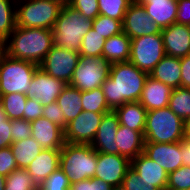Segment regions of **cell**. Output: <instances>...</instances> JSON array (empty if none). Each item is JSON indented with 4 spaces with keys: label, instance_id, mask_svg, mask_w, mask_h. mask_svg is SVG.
Here are the masks:
<instances>
[{
    "label": "cell",
    "instance_id": "cell-1",
    "mask_svg": "<svg viewBox=\"0 0 190 190\" xmlns=\"http://www.w3.org/2000/svg\"><path fill=\"white\" fill-rule=\"evenodd\" d=\"M148 76L130 61L112 63L101 86L108 107L114 111L127 102L139 101Z\"/></svg>",
    "mask_w": 190,
    "mask_h": 190
},
{
    "label": "cell",
    "instance_id": "cell-2",
    "mask_svg": "<svg viewBox=\"0 0 190 190\" xmlns=\"http://www.w3.org/2000/svg\"><path fill=\"white\" fill-rule=\"evenodd\" d=\"M53 45V30L16 26L6 39V54L39 65Z\"/></svg>",
    "mask_w": 190,
    "mask_h": 190
},
{
    "label": "cell",
    "instance_id": "cell-3",
    "mask_svg": "<svg viewBox=\"0 0 190 190\" xmlns=\"http://www.w3.org/2000/svg\"><path fill=\"white\" fill-rule=\"evenodd\" d=\"M92 25V19L64 5L53 27L54 45L79 52L81 41Z\"/></svg>",
    "mask_w": 190,
    "mask_h": 190
},
{
    "label": "cell",
    "instance_id": "cell-4",
    "mask_svg": "<svg viewBox=\"0 0 190 190\" xmlns=\"http://www.w3.org/2000/svg\"><path fill=\"white\" fill-rule=\"evenodd\" d=\"M97 167V152L90 144L65 142L60 152V168L70 184L91 179Z\"/></svg>",
    "mask_w": 190,
    "mask_h": 190
},
{
    "label": "cell",
    "instance_id": "cell-5",
    "mask_svg": "<svg viewBox=\"0 0 190 190\" xmlns=\"http://www.w3.org/2000/svg\"><path fill=\"white\" fill-rule=\"evenodd\" d=\"M185 124L186 122L175 115L168 106L147 111L145 142L163 144L181 142L185 133Z\"/></svg>",
    "mask_w": 190,
    "mask_h": 190
},
{
    "label": "cell",
    "instance_id": "cell-6",
    "mask_svg": "<svg viewBox=\"0 0 190 190\" xmlns=\"http://www.w3.org/2000/svg\"><path fill=\"white\" fill-rule=\"evenodd\" d=\"M63 6L57 0H16L17 26L53 30Z\"/></svg>",
    "mask_w": 190,
    "mask_h": 190
},
{
    "label": "cell",
    "instance_id": "cell-7",
    "mask_svg": "<svg viewBox=\"0 0 190 190\" xmlns=\"http://www.w3.org/2000/svg\"><path fill=\"white\" fill-rule=\"evenodd\" d=\"M39 65L9 57L0 60V96L9 93L27 94L32 77Z\"/></svg>",
    "mask_w": 190,
    "mask_h": 190
},
{
    "label": "cell",
    "instance_id": "cell-8",
    "mask_svg": "<svg viewBox=\"0 0 190 190\" xmlns=\"http://www.w3.org/2000/svg\"><path fill=\"white\" fill-rule=\"evenodd\" d=\"M111 63L104 57L80 55L69 85L82 91L101 87L110 73Z\"/></svg>",
    "mask_w": 190,
    "mask_h": 190
},
{
    "label": "cell",
    "instance_id": "cell-9",
    "mask_svg": "<svg viewBox=\"0 0 190 190\" xmlns=\"http://www.w3.org/2000/svg\"><path fill=\"white\" fill-rule=\"evenodd\" d=\"M161 34L144 35L131 39L129 61L148 74L165 56Z\"/></svg>",
    "mask_w": 190,
    "mask_h": 190
},
{
    "label": "cell",
    "instance_id": "cell-10",
    "mask_svg": "<svg viewBox=\"0 0 190 190\" xmlns=\"http://www.w3.org/2000/svg\"><path fill=\"white\" fill-rule=\"evenodd\" d=\"M79 58V52L53 45L39 67L51 77L69 84Z\"/></svg>",
    "mask_w": 190,
    "mask_h": 190
},
{
    "label": "cell",
    "instance_id": "cell-11",
    "mask_svg": "<svg viewBox=\"0 0 190 190\" xmlns=\"http://www.w3.org/2000/svg\"><path fill=\"white\" fill-rule=\"evenodd\" d=\"M104 114L106 113L82 111L64 129L65 142L91 145Z\"/></svg>",
    "mask_w": 190,
    "mask_h": 190
},
{
    "label": "cell",
    "instance_id": "cell-12",
    "mask_svg": "<svg viewBox=\"0 0 190 190\" xmlns=\"http://www.w3.org/2000/svg\"><path fill=\"white\" fill-rule=\"evenodd\" d=\"M131 161L120 154L97 152V167L94 178H99L112 187L121 186Z\"/></svg>",
    "mask_w": 190,
    "mask_h": 190
},
{
    "label": "cell",
    "instance_id": "cell-13",
    "mask_svg": "<svg viewBox=\"0 0 190 190\" xmlns=\"http://www.w3.org/2000/svg\"><path fill=\"white\" fill-rule=\"evenodd\" d=\"M123 32L131 39L144 35L161 34V29L155 24L136 0L128 7L123 20Z\"/></svg>",
    "mask_w": 190,
    "mask_h": 190
},
{
    "label": "cell",
    "instance_id": "cell-14",
    "mask_svg": "<svg viewBox=\"0 0 190 190\" xmlns=\"http://www.w3.org/2000/svg\"><path fill=\"white\" fill-rule=\"evenodd\" d=\"M65 86L63 81L51 77L38 67L26 96L38 100L44 107L55 102Z\"/></svg>",
    "mask_w": 190,
    "mask_h": 190
},
{
    "label": "cell",
    "instance_id": "cell-15",
    "mask_svg": "<svg viewBox=\"0 0 190 190\" xmlns=\"http://www.w3.org/2000/svg\"><path fill=\"white\" fill-rule=\"evenodd\" d=\"M143 153L162 166L168 174L182 166L181 142H145Z\"/></svg>",
    "mask_w": 190,
    "mask_h": 190
},
{
    "label": "cell",
    "instance_id": "cell-16",
    "mask_svg": "<svg viewBox=\"0 0 190 190\" xmlns=\"http://www.w3.org/2000/svg\"><path fill=\"white\" fill-rule=\"evenodd\" d=\"M165 54L172 57L190 55V29L187 25L174 23L161 29Z\"/></svg>",
    "mask_w": 190,
    "mask_h": 190
},
{
    "label": "cell",
    "instance_id": "cell-17",
    "mask_svg": "<svg viewBox=\"0 0 190 190\" xmlns=\"http://www.w3.org/2000/svg\"><path fill=\"white\" fill-rule=\"evenodd\" d=\"M119 118L114 111L104 114L91 146L96 152L119 154L116 144V134Z\"/></svg>",
    "mask_w": 190,
    "mask_h": 190
},
{
    "label": "cell",
    "instance_id": "cell-18",
    "mask_svg": "<svg viewBox=\"0 0 190 190\" xmlns=\"http://www.w3.org/2000/svg\"><path fill=\"white\" fill-rule=\"evenodd\" d=\"M33 137L43 149H62L65 144L64 129L45 117L31 121Z\"/></svg>",
    "mask_w": 190,
    "mask_h": 190
},
{
    "label": "cell",
    "instance_id": "cell-19",
    "mask_svg": "<svg viewBox=\"0 0 190 190\" xmlns=\"http://www.w3.org/2000/svg\"><path fill=\"white\" fill-rule=\"evenodd\" d=\"M131 167L146 183L153 184L159 190H167L168 173L156 161L148 158L144 153L131 160Z\"/></svg>",
    "mask_w": 190,
    "mask_h": 190
},
{
    "label": "cell",
    "instance_id": "cell-20",
    "mask_svg": "<svg viewBox=\"0 0 190 190\" xmlns=\"http://www.w3.org/2000/svg\"><path fill=\"white\" fill-rule=\"evenodd\" d=\"M60 152L61 149H42L25 168L38 187L60 167Z\"/></svg>",
    "mask_w": 190,
    "mask_h": 190
},
{
    "label": "cell",
    "instance_id": "cell-21",
    "mask_svg": "<svg viewBox=\"0 0 190 190\" xmlns=\"http://www.w3.org/2000/svg\"><path fill=\"white\" fill-rule=\"evenodd\" d=\"M173 88L148 76L139 102L147 111L167 107Z\"/></svg>",
    "mask_w": 190,
    "mask_h": 190
},
{
    "label": "cell",
    "instance_id": "cell-22",
    "mask_svg": "<svg viewBox=\"0 0 190 190\" xmlns=\"http://www.w3.org/2000/svg\"><path fill=\"white\" fill-rule=\"evenodd\" d=\"M146 11V14L153 19L160 28L169 27L176 23L177 0H136Z\"/></svg>",
    "mask_w": 190,
    "mask_h": 190
},
{
    "label": "cell",
    "instance_id": "cell-23",
    "mask_svg": "<svg viewBox=\"0 0 190 190\" xmlns=\"http://www.w3.org/2000/svg\"><path fill=\"white\" fill-rule=\"evenodd\" d=\"M115 141L119 154L127 157L130 161L143 153L145 139L139 131L119 125Z\"/></svg>",
    "mask_w": 190,
    "mask_h": 190
},
{
    "label": "cell",
    "instance_id": "cell-24",
    "mask_svg": "<svg viewBox=\"0 0 190 190\" xmlns=\"http://www.w3.org/2000/svg\"><path fill=\"white\" fill-rule=\"evenodd\" d=\"M181 72L180 58L165 55L149 76L175 89L181 87Z\"/></svg>",
    "mask_w": 190,
    "mask_h": 190
},
{
    "label": "cell",
    "instance_id": "cell-25",
    "mask_svg": "<svg viewBox=\"0 0 190 190\" xmlns=\"http://www.w3.org/2000/svg\"><path fill=\"white\" fill-rule=\"evenodd\" d=\"M114 112L119 118L120 125L139 131L144 135L147 110L139 101L127 102L117 107Z\"/></svg>",
    "mask_w": 190,
    "mask_h": 190
},
{
    "label": "cell",
    "instance_id": "cell-26",
    "mask_svg": "<svg viewBox=\"0 0 190 190\" xmlns=\"http://www.w3.org/2000/svg\"><path fill=\"white\" fill-rule=\"evenodd\" d=\"M131 50V38L121 32L106 39L102 51L104 57L111 64L129 61Z\"/></svg>",
    "mask_w": 190,
    "mask_h": 190
},
{
    "label": "cell",
    "instance_id": "cell-27",
    "mask_svg": "<svg viewBox=\"0 0 190 190\" xmlns=\"http://www.w3.org/2000/svg\"><path fill=\"white\" fill-rule=\"evenodd\" d=\"M81 96L82 92L79 89L66 84L56 99L57 104L61 107L65 115V128L70 121L75 119L83 111Z\"/></svg>",
    "mask_w": 190,
    "mask_h": 190
},
{
    "label": "cell",
    "instance_id": "cell-28",
    "mask_svg": "<svg viewBox=\"0 0 190 190\" xmlns=\"http://www.w3.org/2000/svg\"><path fill=\"white\" fill-rule=\"evenodd\" d=\"M18 168L25 169L40 154L42 147L33 138L19 140L10 146Z\"/></svg>",
    "mask_w": 190,
    "mask_h": 190
},
{
    "label": "cell",
    "instance_id": "cell-29",
    "mask_svg": "<svg viewBox=\"0 0 190 190\" xmlns=\"http://www.w3.org/2000/svg\"><path fill=\"white\" fill-rule=\"evenodd\" d=\"M168 107L186 122L190 118V88L178 87L173 89Z\"/></svg>",
    "mask_w": 190,
    "mask_h": 190
},
{
    "label": "cell",
    "instance_id": "cell-30",
    "mask_svg": "<svg viewBox=\"0 0 190 190\" xmlns=\"http://www.w3.org/2000/svg\"><path fill=\"white\" fill-rule=\"evenodd\" d=\"M16 26V0H0V36L6 40Z\"/></svg>",
    "mask_w": 190,
    "mask_h": 190
},
{
    "label": "cell",
    "instance_id": "cell-31",
    "mask_svg": "<svg viewBox=\"0 0 190 190\" xmlns=\"http://www.w3.org/2000/svg\"><path fill=\"white\" fill-rule=\"evenodd\" d=\"M81 98L83 111L96 113H108L112 111L106 103L105 95L101 87L82 91Z\"/></svg>",
    "mask_w": 190,
    "mask_h": 190
},
{
    "label": "cell",
    "instance_id": "cell-32",
    "mask_svg": "<svg viewBox=\"0 0 190 190\" xmlns=\"http://www.w3.org/2000/svg\"><path fill=\"white\" fill-rule=\"evenodd\" d=\"M27 98L26 94L21 93H9L0 96V103L10 120L23 119Z\"/></svg>",
    "mask_w": 190,
    "mask_h": 190
},
{
    "label": "cell",
    "instance_id": "cell-33",
    "mask_svg": "<svg viewBox=\"0 0 190 190\" xmlns=\"http://www.w3.org/2000/svg\"><path fill=\"white\" fill-rule=\"evenodd\" d=\"M106 39L91 28L83 37L79 54L91 57H102V51Z\"/></svg>",
    "mask_w": 190,
    "mask_h": 190
},
{
    "label": "cell",
    "instance_id": "cell-34",
    "mask_svg": "<svg viewBox=\"0 0 190 190\" xmlns=\"http://www.w3.org/2000/svg\"><path fill=\"white\" fill-rule=\"evenodd\" d=\"M134 0H98L99 14L123 23L124 15Z\"/></svg>",
    "mask_w": 190,
    "mask_h": 190
},
{
    "label": "cell",
    "instance_id": "cell-35",
    "mask_svg": "<svg viewBox=\"0 0 190 190\" xmlns=\"http://www.w3.org/2000/svg\"><path fill=\"white\" fill-rule=\"evenodd\" d=\"M5 190H38V186L25 169L17 168L6 177Z\"/></svg>",
    "mask_w": 190,
    "mask_h": 190
},
{
    "label": "cell",
    "instance_id": "cell-36",
    "mask_svg": "<svg viewBox=\"0 0 190 190\" xmlns=\"http://www.w3.org/2000/svg\"><path fill=\"white\" fill-rule=\"evenodd\" d=\"M92 28L104 39L123 32L121 21L100 14L93 20Z\"/></svg>",
    "mask_w": 190,
    "mask_h": 190
},
{
    "label": "cell",
    "instance_id": "cell-37",
    "mask_svg": "<svg viewBox=\"0 0 190 190\" xmlns=\"http://www.w3.org/2000/svg\"><path fill=\"white\" fill-rule=\"evenodd\" d=\"M190 189V166L182 165L168 174L167 190Z\"/></svg>",
    "mask_w": 190,
    "mask_h": 190
},
{
    "label": "cell",
    "instance_id": "cell-38",
    "mask_svg": "<svg viewBox=\"0 0 190 190\" xmlns=\"http://www.w3.org/2000/svg\"><path fill=\"white\" fill-rule=\"evenodd\" d=\"M68 177L59 167L39 187L38 190H70Z\"/></svg>",
    "mask_w": 190,
    "mask_h": 190
},
{
    "label": "cell",
    "instance_id": "cell-39",
    "mask_svg": "<svg viewBox=\"0 0 190 190\" xmlns=\"http://www.w3.org/2000/svg\"><path fill=\"white\" fill-rule=\"evenodd\" d=\"M121 186L125 190H159L153 184L143 181L131 166L127 169Z\"/></svg>",
    "mask_w": 190,
    "mask_h": 190
},
{
    "label": "cell",
    "instance_id": "cell-40",
    "mask_svg": "<svg viewBox=\"0 0 190 190\" xmlns=\"http://www.w3.org/2000/svg\"><path fill=\"white\" fill-rule=\"evenodd\" d=\"M68 5L92 20L99 15L98 0H70Z\"/></svg>",
    "mask_w": 190,
    "mask_h": 190
},
{
    "label": "cell",
    "instance_id": "cell-41",
    "mask_svg": "<svg viewBox=\"0 0 190 190\" xmlns=\"http://www.w3.org/2000/svg\"><path fill=\"white\" fill-rule=\"evenodd\" d=\"M31 123L24 119L11 120V138L12 143L31 137Z\"/></svg>",
    "mask_w": 190,
    "mask_h": 190
},
{
    "label": "cell",
    "instance_id": "cell-42",
    "mask_svg": "<svg viewBox=\"0 0 190 190\" xmlns=\"http://www.w3.org/2000/svg\"><path fill=\"white\" fill-rule=\"evenodd\" d=\"M11 120L0 103V149L11 146Z\"/></svg>",
    "mask_w": 190,
    "mask_h": 190
},
{
    "label": "cell",
    "instance_id": "cell-43",
    "mask_svg": "<svg viewBox=\"0 0 190 190\" xmlns=\"http://www.w3.org/2000/svg\"><path fill=\"white\" fill-rule=\"evenodd\" d=\"M17 164L9 147L0 149V174L7 177L15 169H17Z\"/></svg>",
    "mask_w": 190,
    "mask_h": 190
},
{
    "label": "cell",
    "instance_id": "cell-44",
    "mask_svg": "<svg viewBox=\"0 0 190 190\" xmlns=\"http://www.w3.org/2000/svg\"><path fill=\"white\" fill-rule=\"evenodd\" d=\"M112 186L99 178H91L72 183L70 190H112Z\"/></svg>",
    "mask_w": 190,
    "mask_h": 190
},
{
    "label": "cell",
    "instance_id": "cell-45",
    "mask_svg": "<svg viewBox=\"0 0 190 190\" xmlns=\"http://www.w3.org/2000/svg\"><path fill=\"white\" fill-rule=\"evenodd\" d=\"M43 117L65 129V115L56 101L43 107Z\"/></svg>",
    "mask_w": 190,
    "mask_h": 190
},
{
    "label": "cell",
    "instance_id": "cell-46",
    "mask_svg": "<svg viewBox=\"0 0 190 190\" xmlns=\"http://www.w3.org/2000/svg\"><path fill=\"white\" fill-rule=\"evenodd\" d=\"M42 116H43L42 104L38 100L28 97L23 113V119L31 122Z\"/></svg>",
    "mask_w": 190,
    "mask_h": 190
},
{
    "label": "cell",
    "instance_id": "cell-47",
    "mask_svg": "<svg viewBox=\"0 0 190 190\" xmlns=\"http://www.w3.org/2000/svg\"><path fill=\"white\" fill-rule=\"evenodd\" d=\"M176 23L188 25L190 22V0H177Z\"/></svg>",
    "mask_w": 190,
    "mask_h": 190
},
{
    "label": "cell",
    "instance_id": "cell-48",
    "mask_svg": "<svg viewBox=\"0 0 190 190\" xmlns=\"http://www.w3.org/2000/svg\"><path fill=\"white\" fill-rule=\"evenodd\" d=\"M181 87L190 88V55L180 58Z\"/></svg>",
    "mask_w": 190,
    "mask_h": 190
},
{
    "label": "cell",
    "instance_id": "cell-49",
    "mask_svg": "<svg viewBox=\"0 0 190 190\" xmlns=\"http://www.w3.org/2000/svg\"><path fill=\"white\" fill-rule=\"evenodd\" d=\"M182 165L190 166V134L184 133L181 141Z\"/></svg>",
    "mask_w": 190,
    "mask_h": 190
},
{
    "label": "cell",
    "instance_id": "cell-50",
    "mask_svg": "<svg viewBox=\"0 0 190 190\" xmlns=\"http://www.w3.org/2000/svg\"><path fill=\"white\" fill-rule=\"evenodd\" d=\"M6 54V40L0 36V60Z\"/></svg>",
    "mask_w": 190,
    "mask_h": 190
},
{
    "label": "cell",
    "instance_id": "cell-51",
    "mask_svg": "<svg viewBox=\"0 0 190 190\" xmlns=\"http://www.w3.org/2000/svg\"><path fill=\"white\" fill-rule=\"evenodd\" d=\"M6 177L0 174V190H5Z\"/></svg>",
    "mask_w": 190,
    "mask_h": 190
},
{
    "label": "cell",
    "instance_id": "cell-52",
    "mask_svg": "<svg viewBox=\"0 0 190 190\" xmlns=\"http://www.w3.org/2000/svg\"><path fill=\"white\" fill-rule=\"evenodd\" d=\"M185 133H189L190 134V118L186 121V124H185Z\"/></svg>",
    "mask_w": 190,
    "mask_h": 190
},
{
    "label": "cell",
    "instance_id": "cell-53",
    "mask_svg": "<svg viewBox=\"0 0 190 190\" xmlns=\"http://www.w3.org/2000/svg\"><path fill=\"white\" fill-rule=\"evenodd\" d=\"M61 2L63 5L69 4L70 0H57Z\"/></svg>",
    "mask_w": 190,
    "mask_h": 190
},
{
    "label": "cell",
    "instance_id": "cell-54",
    "mask_svg": "<svg viewBox=\"0 0 190 190\" xmlns=\"http://www.w3.org/2000/svg\"><path fill=\"white\" fill-rule=\"evenodd\" d=\"M112 190H125L122 186L113 187Z\"/></svg>",
    "mask_w": 190,
    "mask_h": 190
}]
</instances>
